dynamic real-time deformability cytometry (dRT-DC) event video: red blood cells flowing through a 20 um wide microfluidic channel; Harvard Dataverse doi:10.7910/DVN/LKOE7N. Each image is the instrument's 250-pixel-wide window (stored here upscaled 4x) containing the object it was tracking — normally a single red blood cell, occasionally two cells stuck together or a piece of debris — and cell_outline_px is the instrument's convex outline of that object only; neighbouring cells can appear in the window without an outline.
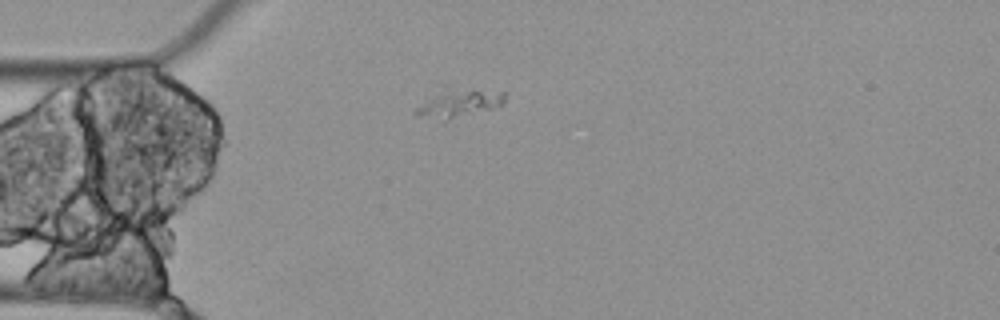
{"species": "Egyptian fruit bat (a non-hibernating species)", "species_latin": "Rousettus aegyptiacus", "temperature_condition": "cold", "stored_images_in_passage": 3, "camera_frame_rate_fps": 3000, "um_per_image_px": 0.085, "animal": {"sex": "female"}, "frame": {"image": 1, "passage_image": 1, "time_ms": 0.0, "image_size_px": [1000, 320], "cell_outline_px": [[504, 104], [492, 108], [448, 120], [416, 116], [412, 112], [416, 108], [444, 84], [504, 92]], "centroid_in_image_um": [38.95, 8.69], "position_along_channel_um": 46.0, "area_um2": 15.26}}